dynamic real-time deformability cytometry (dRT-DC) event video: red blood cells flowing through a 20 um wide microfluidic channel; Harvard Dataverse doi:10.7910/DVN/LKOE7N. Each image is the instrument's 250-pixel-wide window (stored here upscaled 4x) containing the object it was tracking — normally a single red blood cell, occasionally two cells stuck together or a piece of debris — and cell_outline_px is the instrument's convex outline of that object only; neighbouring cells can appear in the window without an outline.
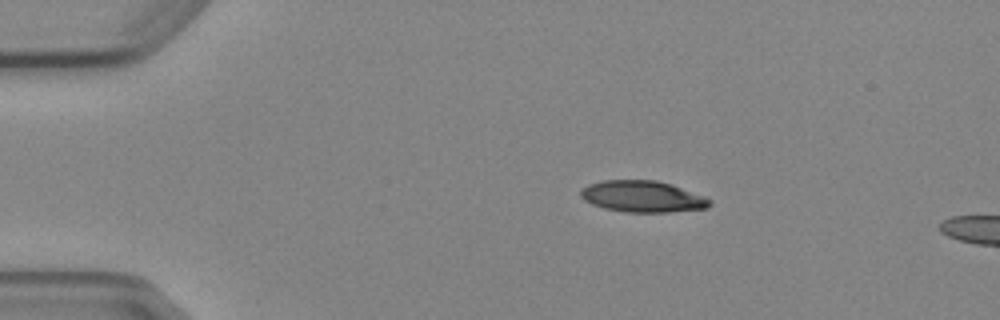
{"species": "Egyptian fruit bat (a non-hibernating species)", "species_latin": "Rousettus aegyptiacus", "temperature_condition": "cold", "stored_images_in_passage": 2, "camera_frame_rate_fps": 3000, "um_per_image_px": 0.085, "animal": {"sex": "female"}, "frame": {"image": 1, "passage_image": 1, "time_ms": 0.0, "image_size_px": [1000, 320], "cell_outline_px": [[712, 204], [708, 208], [668, 212], [624, 212], [604, 208], [592, 204], [584, 200], [580, 196], [580, 188], [588, 184], [600, 180], [656, 180], [672, 184], [704, 196], [712, 200]], "centroid_in_image_um": [54.6, 16.7], "position_along_channel_um": 30.4, "area_um2": 23.87}}